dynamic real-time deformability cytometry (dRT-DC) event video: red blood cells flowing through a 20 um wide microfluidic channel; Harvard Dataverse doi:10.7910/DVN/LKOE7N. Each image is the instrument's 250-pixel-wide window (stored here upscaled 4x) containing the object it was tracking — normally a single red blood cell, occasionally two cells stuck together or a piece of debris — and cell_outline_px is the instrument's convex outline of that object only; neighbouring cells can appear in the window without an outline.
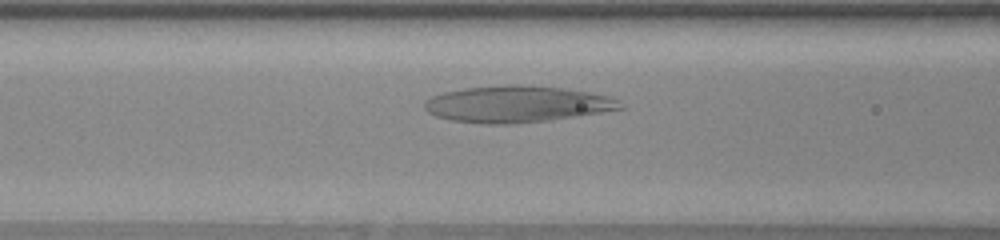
{"species": "human", "species_latin": "Homo sapiens", "temperature_condition": "warm", "stored_images_in_passage": 35, "camera_frame_rate_fps": 3000, "um_per_image_px": 0.085, "donor": {"sex": "female"}, "frame": {"image": 1, "passage_image": 6, "time_ms": 1.667, "image_size_px": [1000, 240], "cell_outline_px": [[624, 108], [576, 116], [548, 120], [512, 124], [484, 124], [452, 120], [436, 116], [428, 112], [424, 108], [424, 100], [432, 96], [444, 92], [464, 88], [504, 84], [520, 84], [560, 88], [588, 92], [608, 96], [620, 100]], "centroid_in_image_um": [43.9, 8.84], "position_along_channel_um": 122.7, "area_um2": 41.62}}
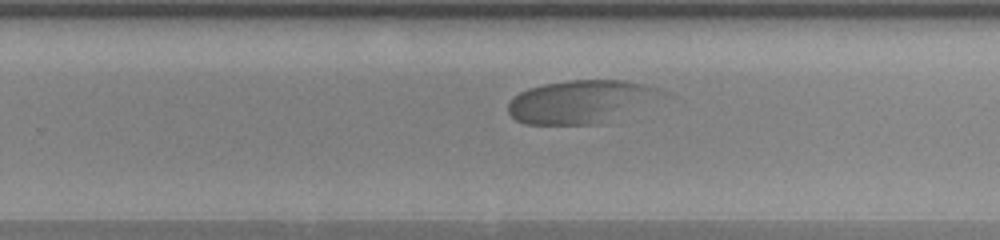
{"frame": {"image": 2, "passage_image": 18, "time_ms": 5.667, "image_size_px": [1000, 240], "cell_outline_px": [[672, 92], [668, 96], [596, 124], [524, 124], [516, 120], [508, 112], [508, 104], [520, 92], [528, 88], [544, 84], [568, 80], [624, 80], [644, 84]], "centroid_in_image_um": [49.4, 8.62], "position_along_channel_um": 280.4, "area_um2": 38.32}}
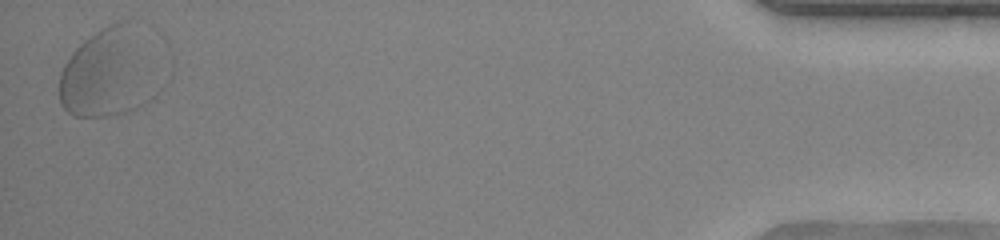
{"frame": {"image": 3, "passage_image": 35, "time_ms": 11.333, "image_size_px": [1000, 240], "cell_outline_px": [[156, 96], [148, 104], [128, 112], [108, 116], [72, 116], [60, 104], [60, 72], [64, 64], [72, 52], [84, 40], [96, 32], [120, 20], [128, 20]], "centroid_in_image_um": [8.99, 6.36], "position_along_channel_um": 426.2, "area_um2": 47.74}}